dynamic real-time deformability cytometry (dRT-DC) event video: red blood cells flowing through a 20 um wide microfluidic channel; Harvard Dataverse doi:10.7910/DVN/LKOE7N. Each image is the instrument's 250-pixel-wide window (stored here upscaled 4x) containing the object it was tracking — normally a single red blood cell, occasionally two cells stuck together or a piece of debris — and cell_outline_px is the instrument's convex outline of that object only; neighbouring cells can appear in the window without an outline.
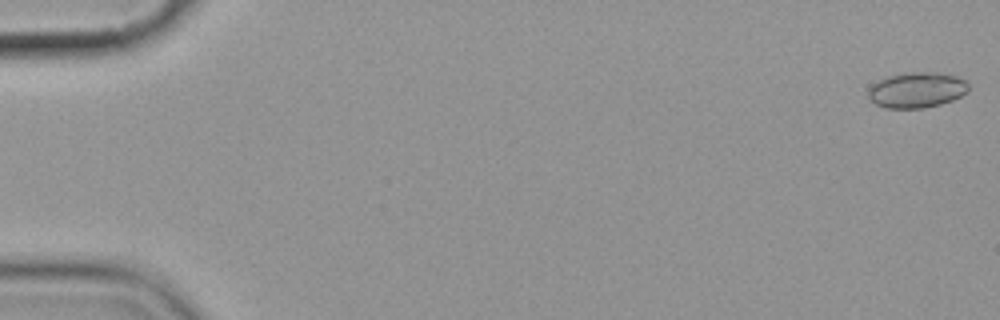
{"species": "common noctule bat (a hibernating species)", "species_latin": "Nyctalus noctula", "temperature_condition": "cold", "stored_images_in_passage": 10, "segment_of_instrument_passage": [1, 2], "camera_frame_rate_fps": 3000, "um_per_image_px": 0.085, "animal": {"sex": "female", "body_mass_g": 19.9}, "frame": {"image": 1, "passage_image": 1, "time_ms": 0.0, "image_size_px": [1000, 320], "cell_outline_px": [[968, 92], [952, 100], [940, 104], [924, 108], [884, 108], [868, 100], [868, 88], [872, 84], [888, 76], [904, 72], [936, 72], [960, 76], [968, 80]], "centroid_in_image_um": [77.93, 7.64], "position_along_channel_um": 7.1, "area_um2": 21.15}}
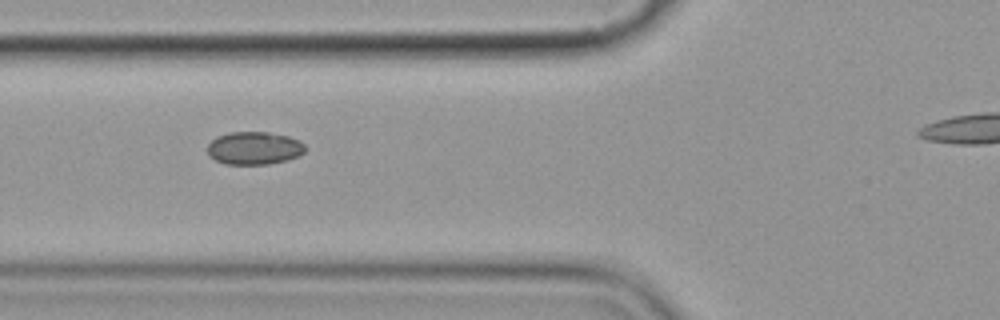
{"frame": {"image": 2, "passage_image": 7, "time_ms": 7.0, "image_size_px": [1000, 320], "cell_outline_px": [[308, 148], [304, 152], [288, 160], [268, 164], [224, 164], [208, 156], [208, 144], [216, 136], [228, 132], [268, 132], [288, 136], [300, 140]], "centroid_in_image_um": [21.61, 12.58], "position_along_channel_um": 104.2, "area_um2": 18.9}}
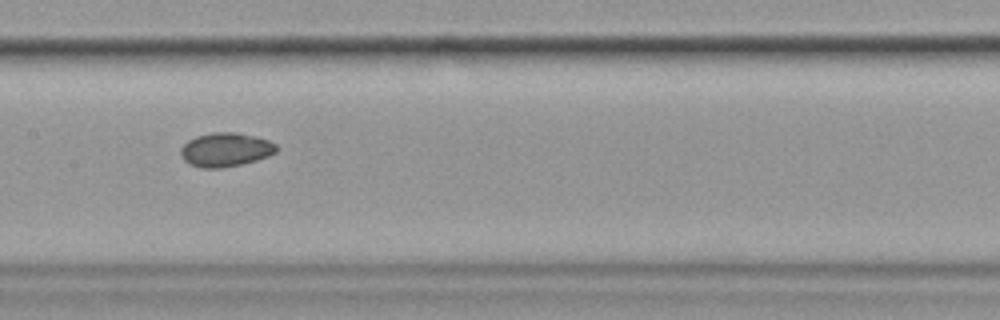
{"frame": {"image": 3, "passage_image": 9, "time_ms": 9.333, "image_size_px": [1000, 320], "cell_outline_px": [[276, 152], [268, 156], [256, 160], [240, 164], [220, 168], [204, 168], [188, 164], [180, 156], [180, 148], [188, 140], [196, 136], [212, 132], [236, 132], [268, 140], [276, 144]], "centroid_in_image_um": [19.13, 12.72], "position_along_channel_um": 188.3, "area_um2": 18.84}}